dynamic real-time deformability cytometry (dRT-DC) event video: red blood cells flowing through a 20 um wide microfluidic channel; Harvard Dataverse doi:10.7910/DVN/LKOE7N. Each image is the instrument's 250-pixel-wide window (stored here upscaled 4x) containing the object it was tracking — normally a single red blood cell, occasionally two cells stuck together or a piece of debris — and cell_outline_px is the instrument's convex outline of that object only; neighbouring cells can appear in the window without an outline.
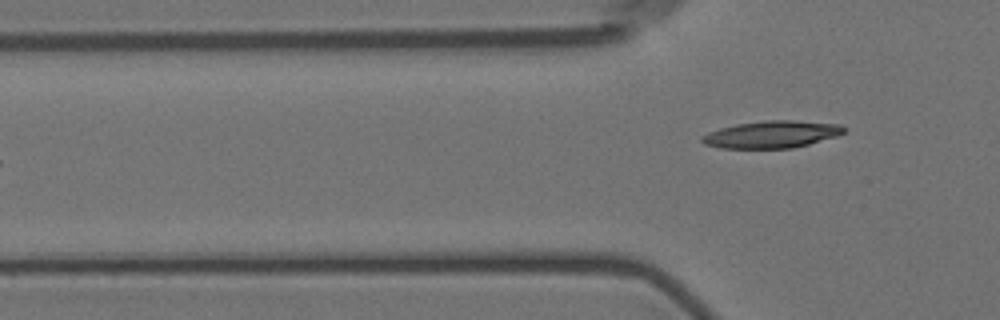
{"species": "Egyptian fruit bat (a non-hibernating species)", "species_latin": "Rousettus aegyptiacus", "temperature_condition": "room temperature", "stored_images_in_passage": 6, "camera_frame_rate_fps": 3000, "um_per_image_px": 0.085, "animal": {"sex": "female"}, "frame": {"image": 1, "passage_image": 6, "time_ms": 6.667, "image_size_px": [1000, 320], "cell_outline_px": [[844, 132], [836, 136], [808, 144], [792, 148], [720, 148], [704, 144], [700, 140], [700, 136], [708, 132], [720, 128], [736, 124], [764, 120], [792, 120], [840, 124], [844, 128]], "centroid_in_image_um": [65.54, 11.42], "position_along_channel_um": 60.3, "area_um2": 22.43}}